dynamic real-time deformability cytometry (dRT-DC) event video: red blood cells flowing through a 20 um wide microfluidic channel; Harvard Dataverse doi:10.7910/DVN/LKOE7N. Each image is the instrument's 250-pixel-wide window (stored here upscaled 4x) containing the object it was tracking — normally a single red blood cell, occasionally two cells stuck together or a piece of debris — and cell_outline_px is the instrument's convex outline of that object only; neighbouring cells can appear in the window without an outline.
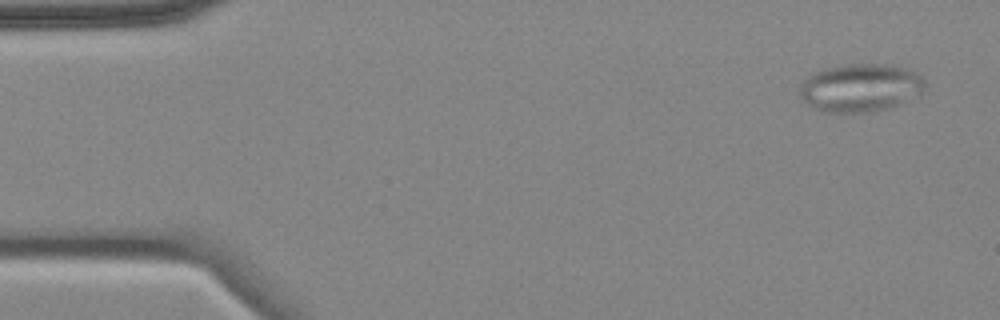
{"species": "common noctule bat (a hibernating species)", "species_latin": "Nyctalus noctula", "temperature_condition": "cold", "stored_images_in_passage": 9, "camera_frame_rate_fps": 3000, "um_per_image_px": 0.085, "animal": {"sex": "female", "body_mass_g": 18.4}, "frame": {"image": 1, "passage_image": 1, "time_ms": 0.0, "image_size_px": [1000, 320], "cell_outline_px": [[924, 88], [920, 96], [900, 104], [888, 108], [872, 112], [820, 112], [808, 104], [800, 96], [800, 84], [808, 76], [824, 68], [848, 64], [884, 64], [904, 68], [916, 72], [924, 80]], "centroid_in_image_um": [73.15, 7.47], "position_along_channel_um": 11.9, "area_um2": 35.2}}
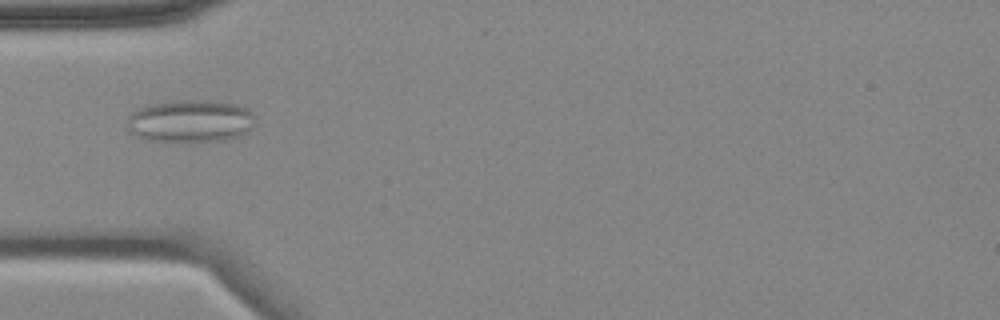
{"frame": {"image": 2, "passage_image": 4, "time_ms": 4.667, "image_size_px": [1000, 320], "cell_outline_px": [[256, 124], [248, 132], [240, 136], [224, 140], [144, 140], [128, 132], [128, 116], [132, 112], [148, 104], [172, 100], [220, 100], [236, 104], [248, 108], [256, 116]], "centroid_in_image_um": [16.23, 10.26], "position_along_channel_um": 68.8, "area_um2": 32.14}}